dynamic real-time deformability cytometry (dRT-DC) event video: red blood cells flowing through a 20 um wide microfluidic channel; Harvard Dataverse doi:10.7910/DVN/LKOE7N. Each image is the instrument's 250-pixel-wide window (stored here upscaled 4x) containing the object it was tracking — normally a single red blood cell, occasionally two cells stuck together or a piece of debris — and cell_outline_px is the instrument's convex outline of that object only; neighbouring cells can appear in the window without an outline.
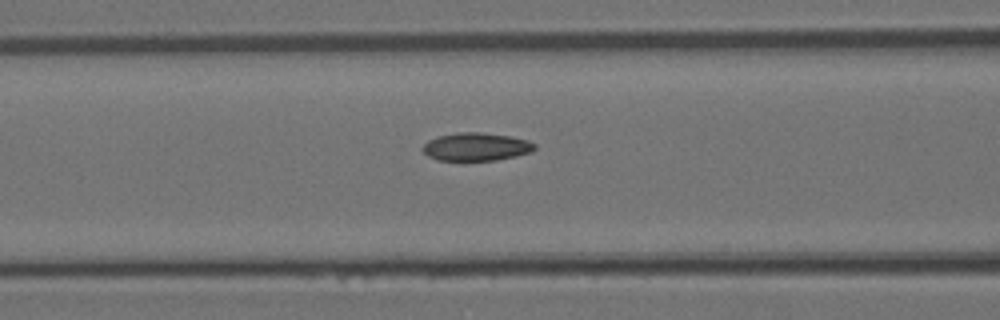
{"species": "Egyptian fruit bat (a non-hibernating species)", "species_latin": "Rousettus aegyptiacus", "temperature_condition": "room temperature", "stored_images_in_passage": 10, "camera_frame_rate_fps": 3000, "um_per_image_px": 0.085, "animal": {"sex": "female"}, "frame": {"image": 1, "passage_image": 5, "time_ms": 1.333, "image_size_px": [1000, 320], "cell_outline_px": [[536, 148], [532, 152], [516, 156], [496, 160], [436, 160], [428, 156], [420, 148], [428, 140], [436, 136], [456, 132], [480, 132], [512, 136], [528, 140], [536, 144]], "centroid_in_image_um": [40.47, 12.46], "position_along_channel_um": 126.1, "area_um2": 18.55}}
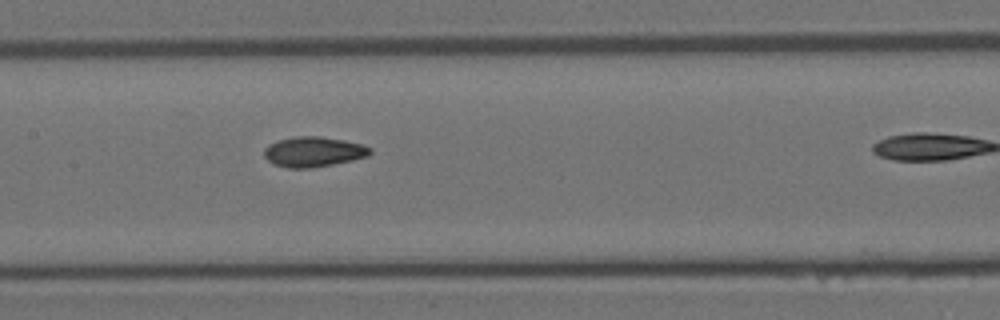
{"frame": {"image": 2, "passage_image": 9, "time_ms": 2.667, "image_size_px": [1000, 320], "cell_outline_px": [[372, 152], [368, 156], [352, 160], [312, 168], [288, 168], [272, 164], [264, 156], [264, 148], [268, 144], [292, 136], [320, 136], [344, 140], [360, 144], [372, 148]], "centroid_in_image_um": [26.62, 12.9], "position_along_channel_um": 180.8, "area_um2": 18.67}}